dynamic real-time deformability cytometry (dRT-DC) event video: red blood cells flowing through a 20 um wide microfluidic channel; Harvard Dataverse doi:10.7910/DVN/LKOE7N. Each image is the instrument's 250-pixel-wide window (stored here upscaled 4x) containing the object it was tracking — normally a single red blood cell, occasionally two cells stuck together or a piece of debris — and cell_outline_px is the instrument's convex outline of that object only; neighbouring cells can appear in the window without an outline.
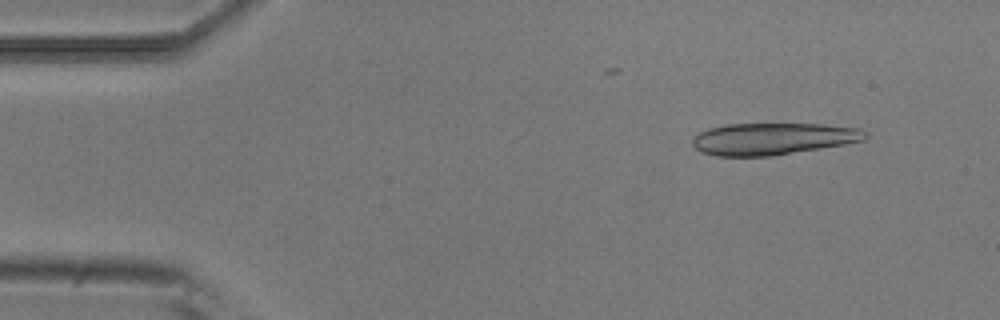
{"species": "common noctule bat (a hibernating species)", "species_latin": "Nyctalus noctula", "temperature_condition": "room temperature", "stored_images_in_passage": 4, "camera_frame_rate_fps": 3000, "um_per_image_px": 0.085, "animal": {"sex": "male", "body_mass_g": 20.5, "forearm_length_mm": 52.5}, "frame": {"image": 1, "passage_image": 1, "time_ms": 0.0, "image_size_px": [1000, 320], "cell_outline_px": [[868, 136], [864, 140], [844, 144], [772, 156], [716, 156], [704, 152], [696, 148], [692, 144], [692, 140], [700, 132], [708, 128], [728, 124], [824, 124], [860, 128], [868, 132]], "centroid_in_image_um": [65.73, 11.79], "position_along_channel_um": 19.3, "area_um2": 32.02}}